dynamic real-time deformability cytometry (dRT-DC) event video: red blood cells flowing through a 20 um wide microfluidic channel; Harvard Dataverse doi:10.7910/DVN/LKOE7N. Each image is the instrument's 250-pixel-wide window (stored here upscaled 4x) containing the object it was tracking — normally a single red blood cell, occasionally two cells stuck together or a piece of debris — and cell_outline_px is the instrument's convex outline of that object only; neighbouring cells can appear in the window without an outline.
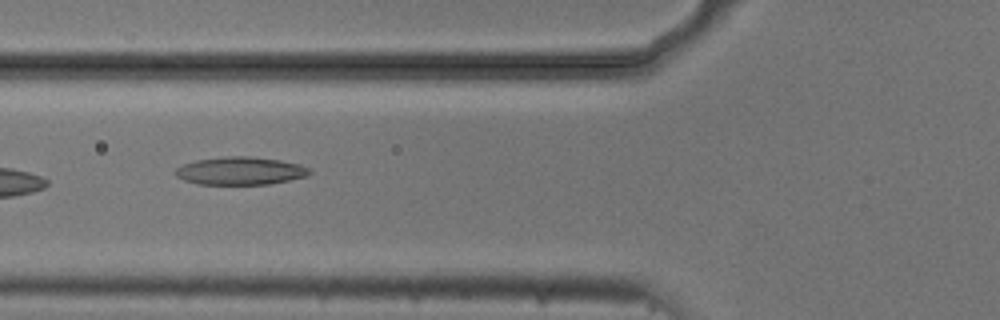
{"species": "common noctule bat (a hibernating species)", "species_latin": "Nyctalus noctula", "temperature_condition": "cold", "stored_images_in_passage": 3, "camera_frame_rate_fps": 3000, "um_per_image_px": 0.085, "animal": {"sex": "male", "body_mass_g": 20.5, "forearm_length_mm": 52.5}, "frame": {"image": 1, "passage_image": 3, "time_ms": 0.667, "image_size_px": [1000, 320], "cell_outline_px": [[312, 172], [308, 176], [268, 184], [196, 184], [184, 180], [176, 176], [172, 172], [176, 168], [184, 164], [196, 160], [224, 156], [248, 156], [280, 160], [300, 164], [308, 168]], "centroid_in_image_um": [20.4, 14.52], "position_along_channel_um": 105.4, "area_um2": 21.85}}